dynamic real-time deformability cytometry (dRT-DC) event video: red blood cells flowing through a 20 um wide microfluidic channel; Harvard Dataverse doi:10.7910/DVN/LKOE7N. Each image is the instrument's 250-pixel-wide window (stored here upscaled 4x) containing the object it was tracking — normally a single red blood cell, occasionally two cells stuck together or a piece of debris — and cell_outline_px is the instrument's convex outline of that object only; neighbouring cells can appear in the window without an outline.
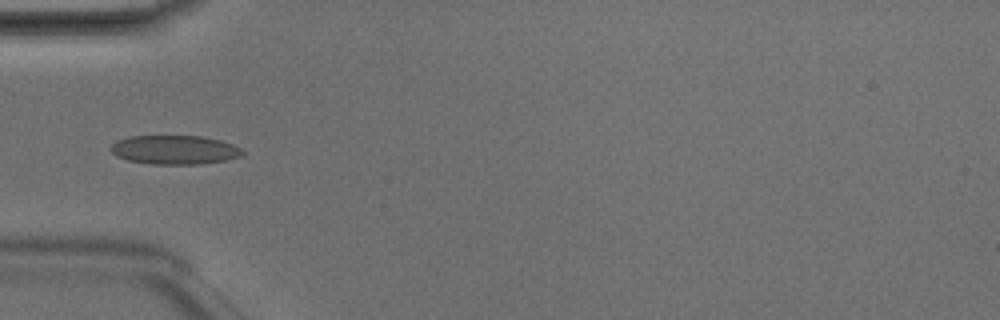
{"species": "Egyptian fruit bat (a non-hibernating species)", "species_latin": "Rousettus aegyptiacus", "temperature_condition": "room temperature", "stored_images_in_passage": 6, "camera_frame_rate_fps": 3000, "um_per_image_px": 0.085, "animal": {"sex": "male"}, "frame": {"image": 1, "passage_image": 4, "time_ms": 1.0, "image_size_px": [1000, 320], "cell_outline_px": [[244, 152], [240, 156], [228, 160], [200, 164], [152, 164], [128, 160], [116, 156], [108, 148], [116, 140], [128, 136], [200, 136], [220, 140], [232, 144], [240, 148]], "centroid_in_image_um": [14.81, 12.73], "position_along_channel_um": 70.2, "area_um2": 22.31}}